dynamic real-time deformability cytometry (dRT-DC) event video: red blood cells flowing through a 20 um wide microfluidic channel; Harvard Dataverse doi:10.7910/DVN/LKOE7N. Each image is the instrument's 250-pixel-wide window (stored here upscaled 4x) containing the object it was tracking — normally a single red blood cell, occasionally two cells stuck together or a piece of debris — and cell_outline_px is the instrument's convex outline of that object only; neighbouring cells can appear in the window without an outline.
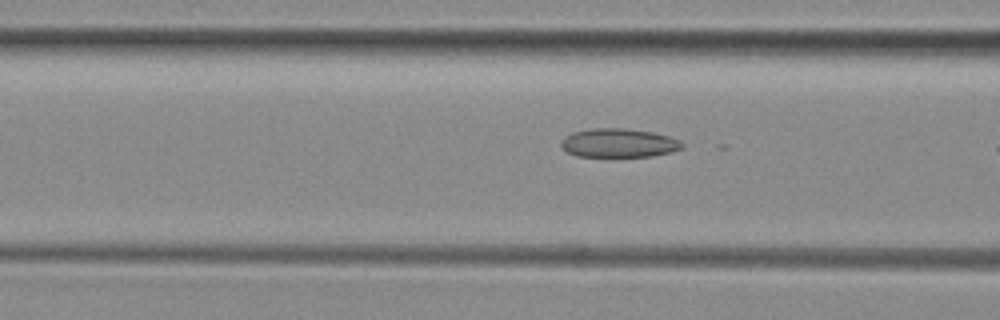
{"species": "common noctule bat (a hibernating species)", "species_latin": "Nyctalus noctula", "temperature_condition": "room temperature", "stored_images_in_passage": 18, "camera_frame_rate_fps": 3000, "um_per_image_px": 0.085, "animal": {"sex": "female", "body_mass_g": 29.2, "forearm_length_mm": 56.3}, "frame": {"image": 1, "passage_image": 16, "time_ms": 5.0, "image_size_px": [1000, 320], "cell_outline_px": [[684, 148], [672, 152], [652, 156], [576, 156], [568, 152], [560, 144], [560, 140], [564, 136], [572, 132], [592, 128], [620, 128], [652, 132], [668, 136], [680, 140], [684, 144]], "centroid_in_image_um": [52.6, 12.15], "position_along_channel_um": 114.0, "area_um2": 20.35}}